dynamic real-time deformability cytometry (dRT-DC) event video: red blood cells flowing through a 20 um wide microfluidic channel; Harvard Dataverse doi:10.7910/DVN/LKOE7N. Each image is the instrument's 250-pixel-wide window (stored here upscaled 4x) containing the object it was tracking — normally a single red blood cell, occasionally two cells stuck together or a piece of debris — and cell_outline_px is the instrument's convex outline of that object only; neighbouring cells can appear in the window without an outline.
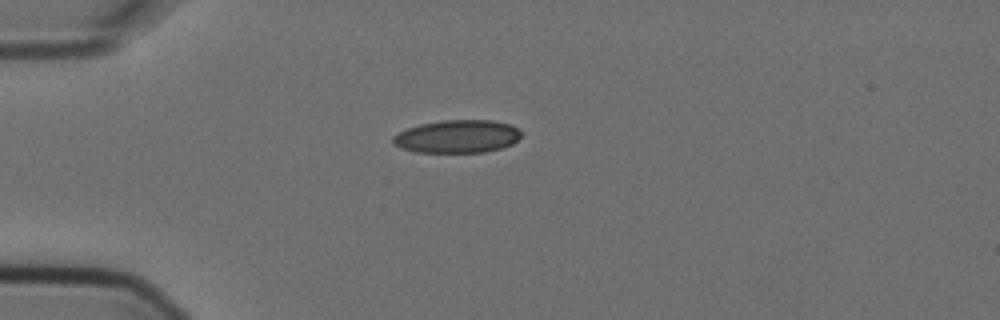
{"species": "Egyptian fruit bat (a non-hibernating species)", "species_latin": "Rousettus aegyptiacus", "temperature_condition": "cold", "stored_images_in_passage": 5, "camera_frame_rate_fps": 3000, "um_per_image_px": 0.085, "animal": {"sex": "female"}, "frame": {"image": 1, "passage_image": 1, "time_ms": 0.0, "image_size_px": [1000, 320], "cell_outline_px": [[520, 136], [512, 144], [500, 148], [484, 152], [416, 152], [400, 148], [392, 144], [392, 136], [408, 128], [420, 124], [444, 120], [492, 120], [508, 124], [516, 128], [520, 132]], "centroid_in_image_um": [38.82, 11.6], "position_along_channel_um": 46.2, "area_um2": 24.45}}
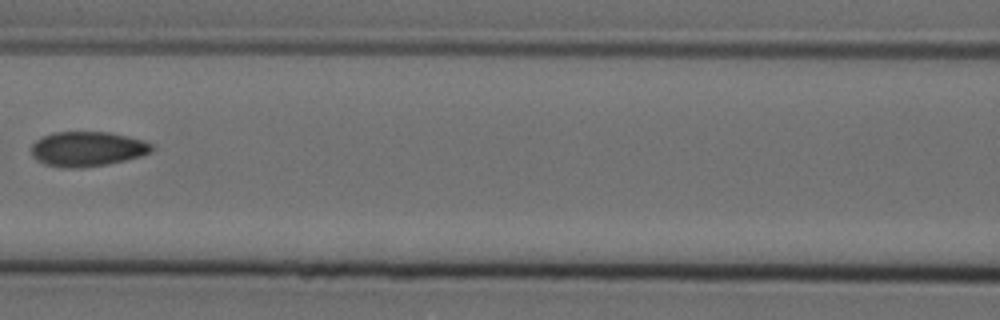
{"frame": {"image": 2, "passage_image": 4, "time_ms": 1.0, "image_size_px": [1000, 320], "cell_outline_px": [[152, 148], [148, 152], [140, 156], [124, 160], [104, 164], [80, 168], [60, 168], [44, 164], [36, 160], [32, 156], [32, 144], [36, 140], [52, 132], [112, 132], [140, 140], [152, 144]], "centroid_in_image_um": [7.35, 12.66], "position_along_channel_um": 159.3, "area_um2": 24.22}}
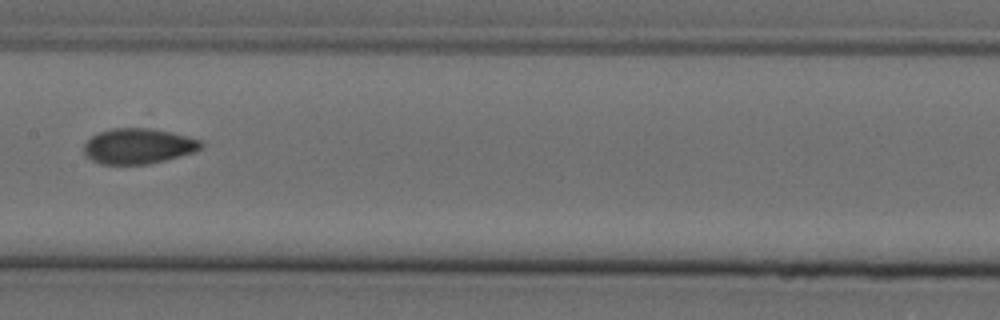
{"frame": {"image": 3, "passage_image": 5, "time_ms": 1.333, "image_size_px": [1000, 320], "cell_outline_px": [[204, 148], [196, 152], [148, 164], [100, 164], [92, 160], [84, 152], [84, 144], [96, 132], [112, 128], [148, 128], [172, 132], [204, 140]], "centroid_in_image_um": [11.81, 12.41], "position_along_channel_um": 195.6, "area_um2": 24.45}}